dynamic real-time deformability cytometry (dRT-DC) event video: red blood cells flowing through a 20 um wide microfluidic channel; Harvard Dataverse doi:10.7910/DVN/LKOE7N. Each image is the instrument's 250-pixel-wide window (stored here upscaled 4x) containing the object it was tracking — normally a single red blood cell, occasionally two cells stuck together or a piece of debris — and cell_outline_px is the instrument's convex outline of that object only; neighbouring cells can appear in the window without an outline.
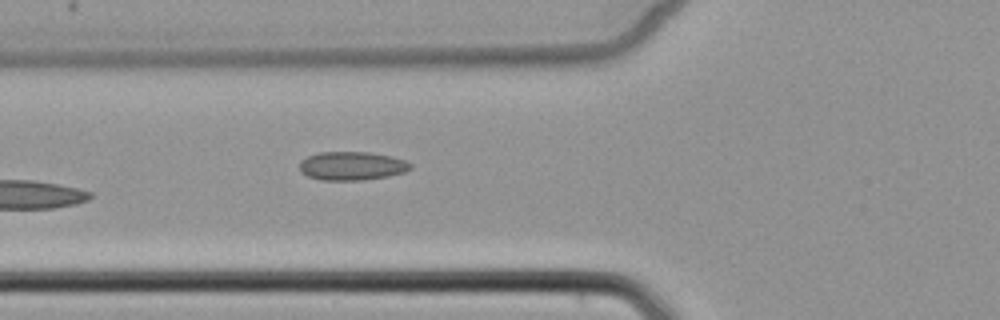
{"species": "common noctule bat (a hibernating species)", "species_latin": "Nyctalus noctula", "temperature_condition": "cold", "stored_images_in_passage": 4, "camera_frame_rate_fps": 3000, "um_per_image_px": 0.085, "animal": {"sex": "female", "body_mass_g": 22.7, "forearm_length_mm": 54.2}, "frame": {"image": 1, "passage_image": 4, "time_ms": 6.0, "image_size_px": [1000, 320], "cell_outline_px": [[412, 168], [404, 172], [388, 176], [364, 180], [320, 180], [308, 176], [300, 172], [300, 160], [308, 156], [320, 152], [368, 152], [392, 156], [404, 160], [412, 164]], "centroid_in_image_um": [29.91, 14.1], "position_along_channel_um": 95.9, "area_um2": 18.55}}